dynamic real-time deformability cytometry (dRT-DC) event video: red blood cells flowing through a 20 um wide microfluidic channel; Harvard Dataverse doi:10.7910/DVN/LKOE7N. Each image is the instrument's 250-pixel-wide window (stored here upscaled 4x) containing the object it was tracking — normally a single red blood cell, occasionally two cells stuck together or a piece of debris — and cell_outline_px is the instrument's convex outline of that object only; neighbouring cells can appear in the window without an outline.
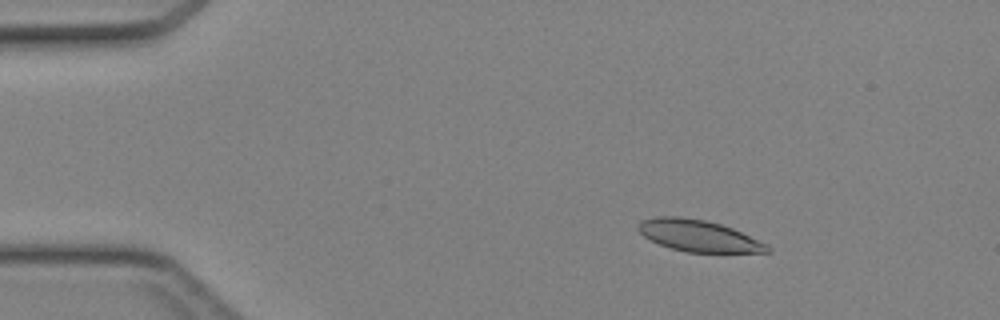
{"species": "Egyptian fruit bat (a non-hibernating species)", "species_latin": "Rousettus aegyptiacus", "temperature_condition": "cold", "stored_images_in_passage": 46, "camera_frame_rate_fps": 3000, "um_per_image_px": 0.085, "animal": {"sex": "female"}, "frame": {"image": 1, "passage_image": 8, "time_ms": 2.333, "image_size_px": [1000, 320], "cell_outline_px": [[772, 252], [684, 252], [660, 244], [644, 236], [636, 228], [636, 224], [640, 220], [656, 216], [680, 216], [704, 220], [720, 224], [732, 228], [768, 244], [772, 248]], "centroid_in_image_um": [59.36, 20.03], "position_along_channel_um": 25.6, "area_um2": 23.76}}
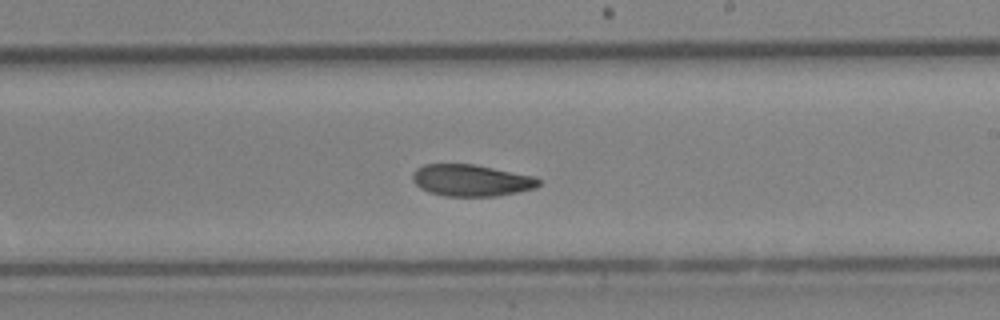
{"frame": {"image": 2, "passage_image": 28, "time_ms": 9.0, "image_size_px": [1000, 320], "cell_outline_px": [[540, 184], [536, 188], [496, 196], [444, 196], [428, 192], [420, 188], [412, 180], [412, 172], [416, 168], [424, 164], [476, 164], [532, 176], [540, 180]], "centroid_in_image_um": [40.01, 15.33], "position_along_channel_um": 249.0, "area_um2": 23.35}}
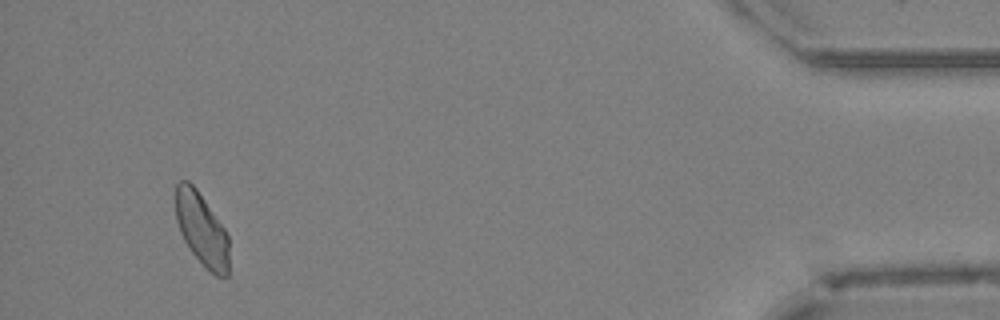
{"frame": {"image": 3, "passage_image": 44, "time_ms": 14.333, "image_size_px": [1000, 320], "cell_outline_px": [[228, 276], [216, 276], [192, 252], [184, 240], [180, 232], [176, 220], [176, 184], [180, 180], [188, 180], [196, 188], [224, 228], [228, 236]], "centroid_in_image_um": [17.13, 19.46], "position_along_channel_um": 418.1, "area_um2": 22.2}}